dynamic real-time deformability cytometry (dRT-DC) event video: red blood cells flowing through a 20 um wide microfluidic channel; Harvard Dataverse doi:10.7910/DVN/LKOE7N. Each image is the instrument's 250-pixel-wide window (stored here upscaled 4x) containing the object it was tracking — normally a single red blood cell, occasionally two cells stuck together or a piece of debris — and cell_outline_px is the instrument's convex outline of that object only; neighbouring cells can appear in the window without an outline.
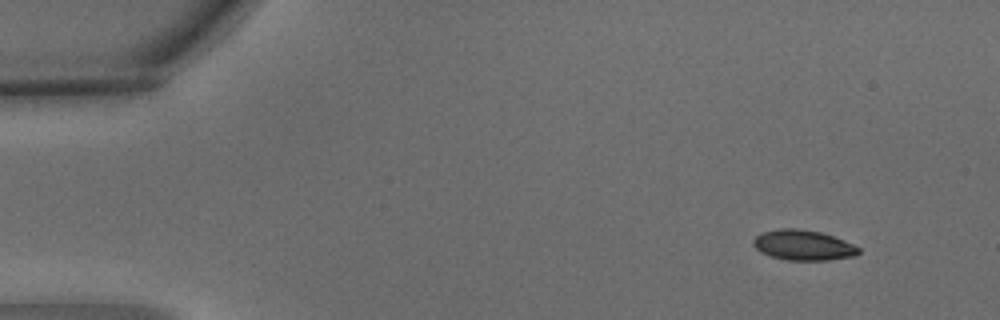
{"species": "common noctule bat (a hibernating species)", "species_latin": "Nyctalus noctula", "temperature_condition": "warm", "stored_images_in_passage": 4, "camera_frame_rate_fps": 3000, "um_per_image_px": 0.085, "animal": {"sex": "male", "body_mass_g": 15.6}, "frame": {"image": 1, "passage_image": 1, "time_ms": 0.0, "image_size_px": [1000, 320], "cell_outline_px": [[860, 252], [856, 256], [828, 260], [784, 260], [760, 252], [752, 244], [752, 240], [760, 232], [780, 228], [800, 228], [820, 232], [844, 240], [860, 248]], "centroid_in_image_um": [68.25, 20.83], "position_along_channel_um": 16.7, "area_um2": 18.73}}
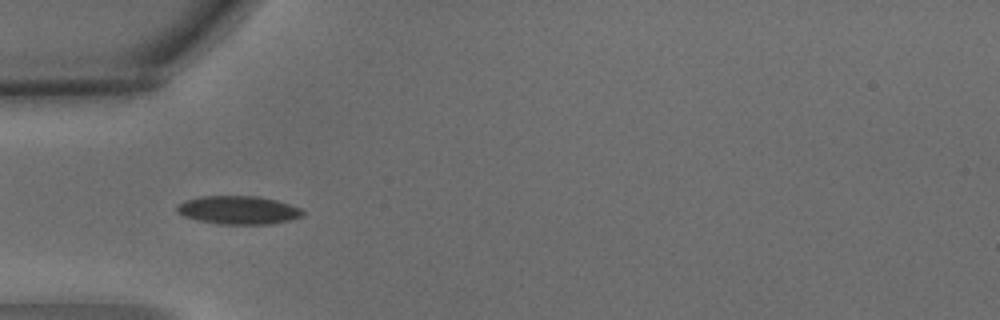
{"frame": {"image": 2, "passage_image": 4, "time_ms": 1.0, "image_size_px": [1000, 320], "cell_outline_px": [[304, 212], [300, 216], [288, 220], [272, 224], [220, 224], [196, 220], [184, 216], [176, 212], [176, 204], [184, 200], [200, 196], [260, 196], [276, 200], [300, 208]], "centroid_in_image_um": [20.19, 17.85], "position_along_channel_um": 64.8, "area_um2": 20.81}}